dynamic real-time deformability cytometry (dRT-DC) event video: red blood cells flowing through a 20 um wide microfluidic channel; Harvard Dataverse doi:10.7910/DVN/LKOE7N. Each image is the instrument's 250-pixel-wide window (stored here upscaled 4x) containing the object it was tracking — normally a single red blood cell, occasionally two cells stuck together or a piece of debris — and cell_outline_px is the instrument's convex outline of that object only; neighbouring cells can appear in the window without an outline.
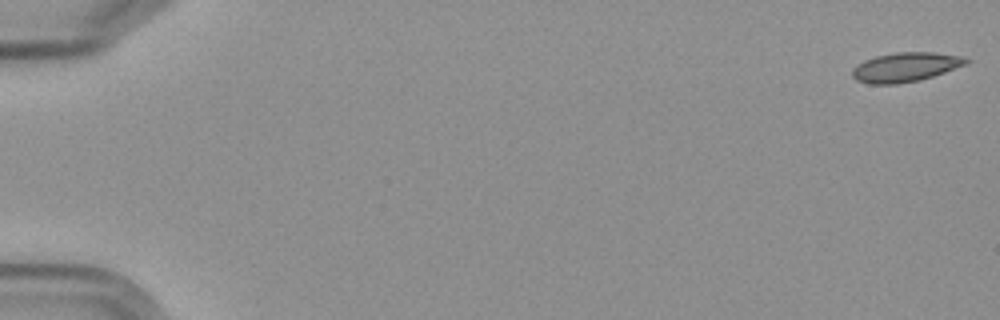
{"species": "Egyptian fruit bat (a non-hibernating species)", "species_latin": "Rousettus aegyptiacus", "temperature_condition": "cold", "stored_images_in_passage": 9, "camera_frame_rate_fps": 3000, "um_per_image_px": 0.085, "frame": {"image": 1, "passage_image": 1, "time_ms": 0.0, "image_size_px": [1000, 320], "cell_outline_px": [[972, 60], [968, 64], [920, 80], [896, 84], [868, 84], [856, 80], [852, 76], [852, 68], [864, 60], [876, 56], [896, 52], [932, 52], [960, 56]], "centroid_in_image_um": [76.95, 5.71], "position_along_channel_um": 8.0, "area_um2": 19.48}}
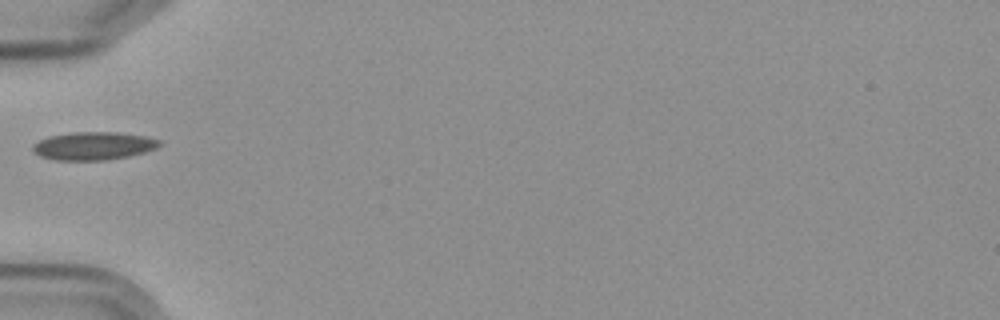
{"frame": {"image": 2, "passage_image": 6, "time_ms": 6.667, "image_size_px": [1000, 320], "cell_outline_px": [[160, 144], [156, 148], [144, 152], [128, 156], [104, 160], [52, 160], [40, 156], [32, 152], [32, 144], [48, 136], [72, 132], [116, 132], [148, 136], [160, 140]], "centroid_in_image_um": [7.91, 12.4], "position_along_channel_um": 77.1, "area_um2": 20.81}}
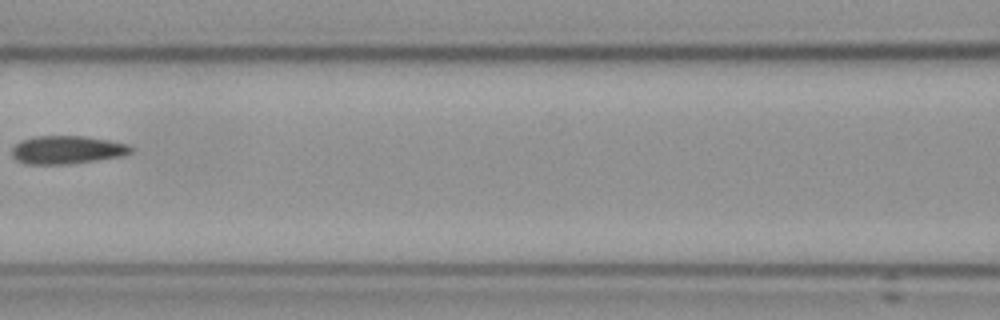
{"frame": {"image": 3, "passage_image": 8, "time_ms": 9.0, "image_size_px": [1000, 320], "cell_outline_px": [[132, 152], [124, 156], [68, 164], [24, 164], [16, 160], [12, 156], [12, 148], [16, 144], [24, 140], [36, 136], [84, 136], [108, 140], [128, 144], [132, 148]], "centroid_in_image_um": [5.71, 12.74], "position_along_channel_um": 160.9, "area_um2": 19.48}}